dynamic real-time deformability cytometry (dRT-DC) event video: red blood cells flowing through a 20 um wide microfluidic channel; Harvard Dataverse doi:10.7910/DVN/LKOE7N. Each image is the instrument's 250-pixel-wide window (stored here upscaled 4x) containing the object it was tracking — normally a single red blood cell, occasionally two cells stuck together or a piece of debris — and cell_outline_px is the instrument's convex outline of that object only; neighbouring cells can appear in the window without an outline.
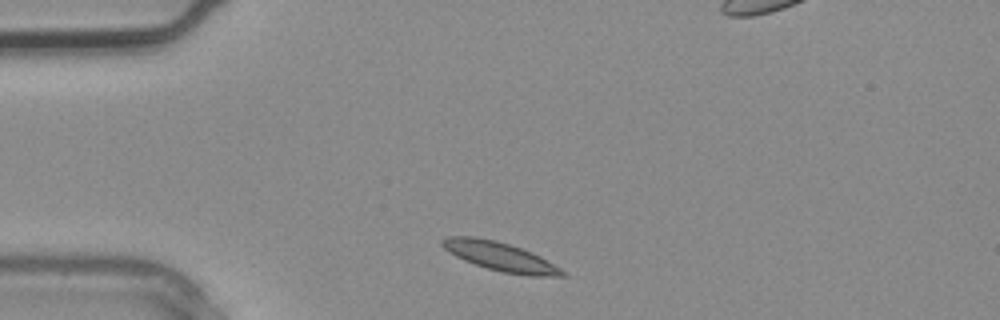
{"species": "common noctule bat (a hibernating species)", "species_latin": "Nyctalus noctula", "temperature_condition": "warm", "stored_images_in_passage": 2, "camera_frame_rate_fps": 3000, "um_per_image_px": 0.085, "animal": {"sex": "male", "body_mass_g": 20.4}, "frame": {"image": 1, "passage_image": 1, "time_ms": 0.0, "image_size_px": [1000, 320], "cell_outline_px": [[568, 276], [528, 276], [500, 272], [464, 260], [448, 252], [440, 244], [440, 240], [448, 236], [472, 236], [496, 240], [532, 252], [540, 256], [560, 268]], "centroid_in_image_um": [42.49, 21.8], "position_along_channel_um": 42.5, "area_um2": 20.11}}